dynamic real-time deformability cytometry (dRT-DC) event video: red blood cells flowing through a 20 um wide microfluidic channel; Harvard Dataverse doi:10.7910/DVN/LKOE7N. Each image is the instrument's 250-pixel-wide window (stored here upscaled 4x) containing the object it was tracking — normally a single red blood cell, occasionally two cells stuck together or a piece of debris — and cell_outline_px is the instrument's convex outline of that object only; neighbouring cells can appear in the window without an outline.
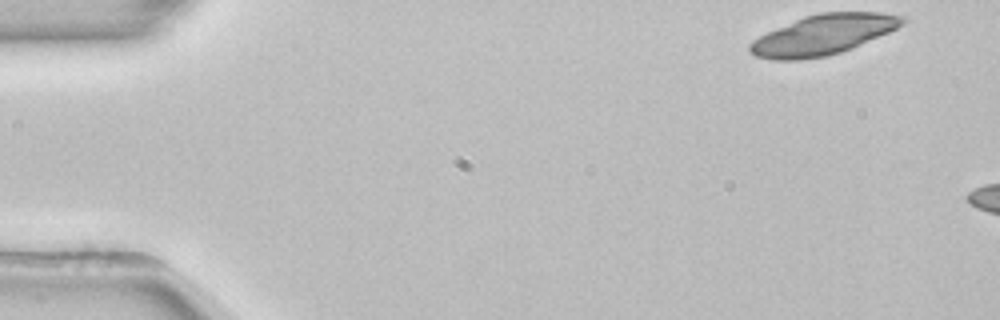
{"species": "common noctule bat (a hibernating species)", "species_latin": "Nyctalus noctula", "temperature_condition": "room temperature", "stored_images_in_passage": 6, "camera_frame_rate_fps": 3000, "um_per_image_px": 0.085, "animal": {"sex": "female", "body_mass_g": 22.7, "forearm_length_mm": 54.2}, "frame": {"image": 1, "passage_image": 1, "time_ms": 0.0, "image_size_px": [1000, 320], "cell_outline_px": [[908, 20], [904, 24], [888, 32], [840, 52], [824, 56], [800, 60], [772, 60], [756, 56], [748, 52], [748, 44], [752, 40], [768, 32], [804, 16], [820, 12], [880, 12], [904, 16]], "centroid_in_image_um": [69.95, 2.95], "position_along_channel_um": 15.1, "area_um2": 35.32}}